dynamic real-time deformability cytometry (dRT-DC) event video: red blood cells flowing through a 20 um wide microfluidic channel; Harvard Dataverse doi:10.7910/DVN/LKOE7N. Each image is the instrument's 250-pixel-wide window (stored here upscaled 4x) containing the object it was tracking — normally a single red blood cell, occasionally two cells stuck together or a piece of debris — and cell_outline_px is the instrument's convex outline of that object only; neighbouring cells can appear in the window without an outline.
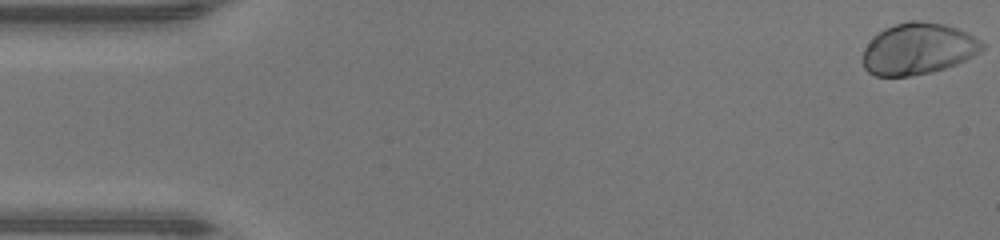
{"species": "human", "species_latin": "Homo sapiens", "temperature_condition": "warm", "stored_images_in_passage": 48, "camera_frame_rate_fps": 3000, "um_per_image_px": 0.085, "donor": {"sex": "male"}, "frame": {"image": 1, "passage_image": 1, "time_ms": 0.0, "image_size_px": [1000, 240], "cell_outline_px": [[984, 48], [980, 52], [956, 64], [932, 72], [912, 76], [876, 76], [868, 72], [864, 68], [864, 48], [872, 36], [884, 28], [908, 20], [920, 20], [944, 24], [968, 32], [976, 36], [984, 44]], "centroid_in_image_um": [78.04, 4.14], "position_along_channel_um": 7.0, "area_um2": 36.01}}
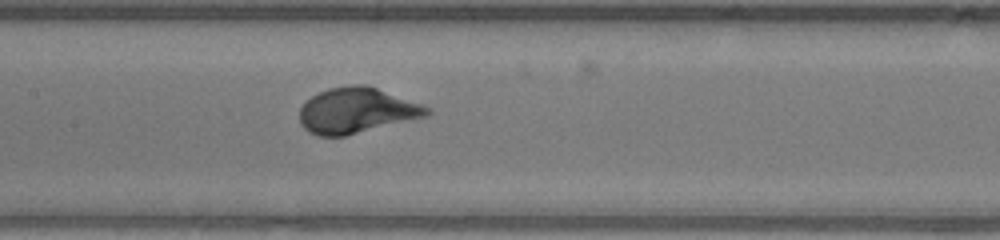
{"frame": {"image": 2, "passage_image": 23, "time_ms": 7.333, "image_size_px": [1000, 240], "cell_outline_px": [[432, 112], [428, 116], [344, 136], [320, 136], [308, 132], [300, 124], [300, 108], [312, 96], [328, 88], [352, 84], [368, 84], [432, 108]], "centroid_in_image_um": [30.34, 9.38], "position_along_channel_um": 177.1, "area_um2": 33.87}}
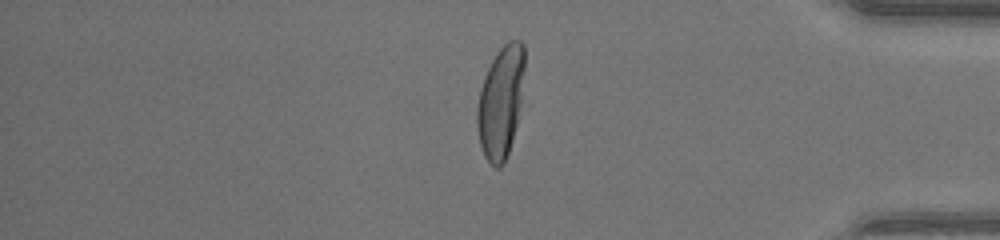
{"frame": {"image": 3, "passage_image": 40, "time_ms": 13.0, "image_size_px": [1000, 240], "cell_outline_px": [[528, 104], [504, 164], [500, 168], [496, 168], [484, 156], [480, 144], [476, 128], [476, 108], [480, 88], [484, 76], [496, 52], [508, 40], [520, 40], [524, 44]], "centroid_in_image_um": [42.68, 8.67], "position_along_channel_um": 392.5, "area_um2": 33.64}, "authors_computed_cell_mechanics": {"area_um2": 33.9575, "velocity_mm_per_s": 4.3302, "shape_relaxation_time_tau1_ms": 2.3726, "shape_relaxation_time_tau2_ms": null, "deformation_change_tau1": 0.1987, "deformation_change_tau2": null}}